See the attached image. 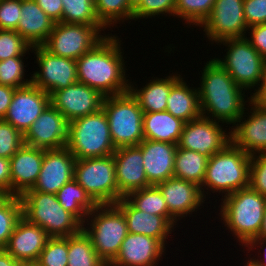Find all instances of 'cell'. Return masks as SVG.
<instances>
[{"label": "cell", "instance_id": "6da1fadb", "mask_svg": "<svg viewBox=\"0 0 266 266\" xmlns=\"http://www.w3.org/2000/svg\"><path fill=\"white\" fill-rule=\"evenodd\" d=\"M119 39L116 35L107 34L92 50L76 60L78 82L97 90L104 97L129 91L130 82L126 79L127 69Z\"/></svg>", "mask_w": 266, "mask_h": 266}, {"label": "cell", "instance_id": "7a4b0ae2", "mask_svg": "<svg viewBox=\"0 0 266 266\" xmlns=\"http://www.w3.org/2000/svg\"><path fill=\"white\" fill-rule=\"evenodd\" d=\"M200 81L201 115L222 124H236L246 109L245 102H250L244 99V90L215 59H210L203 67Z\"/></svg>", "mask_w": 266, "mask_h": 266}, {"label": "cell", "instance_id": "3957f363", "mask_svg": "<svg viewBox=\"0 0 266 266\" xmlns=\"http://www.w3.org/2000/svg\"><path fill=\"white\" fill-rule=\"evenodd\" d=\"M251 155L232 142L209 157L201 192L206 200L208 191L232 194L249 186ZM207 190V192L204 190ZM206 193V194H205Z\"/></svg>", "mask_w": 266, "mask_h": 266}, {"label": "cell", "instance_id": "277c9868", "mask_svg": "<svg viewBox=\"0 0 266 266\" xmlns=\"http://www.w3.org/2000/svg\"><path fill=\"white\" fill-rule=\"evenodd\" d=\"M221 200V220L233 232L234 237L238 238L239 243H242L241 246H246L259 234L266 208V196L248 186L224 196Z\"/></svg>", "mask_w": 266, "mask_h": 266}, {"label": "cell", "instance_id": "5b68a950", "mask_svg": "<svg viewBox=\"0 0 266 266\" xmlns=\"http://www.w3.org/2000/svg\"><path fill=\"white\" fill-rule=\"evenodd\" d=\"M19 198L22 217L43 228L50 237H68L83 228V224L60 205L56 194L25 191Z\"/></svg>", "mask_w": 266, "mask_h": 266}, {"label": "cell", "instance_id": "8992f818", "mask_svg": "<svg viewBox=\"0 0 266 266\" xmlns=\"http://www.w3.org/2000/svg\"><path fill=\"white\" fill-rule=\"evenodd\" d=\"M86 220L84 223L90 225H83L82 229L90 237L99 258L108 266L116 258L128 234L124 214L116 204H103L97 205Z\"/></svg>", "mask_w": 266, "mask_h": 266}, {"label": "cell", "instance_id": "52a82bcc", "mask_svg": "<svg viewBox=\"0 0 266 266\" xmlns=\"http://www.w3.org/2000/svg\"><path fill=\"white\" fill-rule=\"evenodd\" d=\"M66 148L78 160L113 155L116 148L103 109L69 122Z\"/></svg>", "mask_w": 266, "mask_h": 266}, {"label": "cell", "instance_id": "ba28073f", "mask_svg": "<svg viewBox=\"0 0 266 266\" xmlns=\"http://www.w3.org/2000/svg\"><path fill=\"white\" fill-rule=\"evenodd\" d=\"M110 135L115 148L138 146L144 140L143 110L136 98L127 91L104 98Z\"/></svg>", "mask_w": 266, "mask_h": 266}, {"label": "cell", "instance_id": "9c48e42d", "mask_svg": "<svg viewBox=\"0 0 266 266\" xmlns=\"http://www.w3.org/2000/svg\"><path fill=\"white\" fill-rule=\"evenodd\" d=\"M227 46L226 55L214 59L229 73L235 83L244 90L258 87L266 73V59L250 44L246 37L226 39L218 44Z\"/></svg>", "mask_w": 266, "mask_h": 266}, {"label": "cell", "instance_id": "30bf717a", "mask_svg": "<svg viewBox=\"0 0 266 266\" xmlns=\"http://www.w3.org/2000/svg\"><path fill=\"white\" fill-rule=\"evenodd\" d=\"M74 179L97 205L119 201L113 155L76 159Z\"/></svg>", "mask_w": 266, "mask_h": 266}, {"label": "cell", "instance_id": "8fae6325", "mask_svg": "<svg viewBox=\"0 0 266 266\" xmlns=\"http://www.w3.org/2000/svg\"><path fill=\"white\" fill-rule=\"evenodd\" d=\"M103 29L104 25L56 22L42 46L51 54L77 60L107 36L101 35Z\"/></svg>", "mask_w": 266, "mask_h": 266}, {"label": "cell", "instance_id": "7c38bea8", "mask_svg": "<svg viewBox=\"0 0 266 266\" xmlns=\"http://www.w3.org/2000/svg\"><path fill=\"white\" fill-rule=\"evenodd\" d=\"M31 51L40 68L30 77L33 85L51 95L78 82L76 60L51 54L43 46H34Z\"/></svg>", "mask_w": 266, "mask_h": 266}, {"label": "cell", "instance_id": "4fadbf2b", "mask_svg": "<svg viewBox=\"0 0 266 266\" xmlns=\"http://www.w3.org/2000/svg\"><path fill=\"white\" fill-rule=\"evenodd\" d=\"M243 4L244 0H215L210 15L200 25L212 43L246 37Z\"/></svg>", "mask_w": 266, "mask_h": 266}, {"label": "cell", "instance_id": "5bb4252c", "mask_svg": "<svg viewBox=\"0 0 266 266\" xmlns=\"http://www.w3.org/2000/svg\"><path fill=\"white\" fill-rule=\"evenodd\" d=\"M225 132L218 121L201 116L184 124L177 148L193 150L209 158L231 142L230 132Z\"/></svg>", "mask_w": 266, "mask_h": 266}, {"label": "cell", "instance_id": "9a60e30c", "mask_svg": "<svg viewBox=\"0 0 266 266\" xmlns=\"http://www.w3.org/2000/svg\"><path fill=\"white\" fill-rule=\"evenodd\" d=\"M69 122L51 103L24 134L25 145L61 149L68 142Z\"/></svg>", "mask_w": 266, "mask_h": 266}, {"label": "cell", "instance_id": "2e32d148", "mask_svg": "<svg viewBox=\"0 0 266 266\" xmlns=\"http://www.w3.org/2000/svg\"><path fill=\"white\" fill-rule=\"evenodd\" d=\"M104 96L97 90L76 82L67 88L53 92L50 103L71 122L102 109Z\"/></svg>", "mask_w": 266, "mask_h": 266}, {"label": "cell", "instance_id": "e0dca14e", "mask_svg": "<svg viewBox=\"0 0 266 266\" xmlns=\"http://www.w3.org/2000/svg\"><path fill=\"white\" fill-rule=\"evenodd\" d=\"M50 104V95L33 85L16 88L4 121L23 135Z\"/></svg>", "mask_w": 266, "mask_h": 266}, {"label": "cell", "instance_id": "ac0fdd59", "mask_svg": "<svg viewBox=\"0 0 266 266\" xmlns=\"http://www.w3.org/2000/svg\"><path fill=\"white\" fill-rule=\"evenodd\" d=\"M75 162L74 155L66 147L44 149L38 180L33 188L27 191L56 194L63 185L74 178Z\"/></svg>", "mask_w": 266, "mask_h": 266}, {"label": "cell", "instance_id": "d6986e66", "mask_svg": "<svg viewBox=\"0 0 266 266\" xmlns=\"http://www.w3.org/2000/svg\"><path fill=\"white\" fill-rule=\"evenodd\" d=\"M113 158L119 200L134 191L151 186L145 174L142 150L139 146L117 148Z\"/></svg>", "mask_w": 266, "mask_h": 266}, {"label": "cell", "instance_id": "ffe728a7", "mask_svg": "<svg viewBox=\"0 0 266 266\" xmlns=\"http://www.w3.org/2000/svg\"><path fill=\"white\" fill-rule=\"evenodd\" d=\"M165 248L160 240L128 233L116 258L108 266H157Z\"/></svg>", "mask_w": 266, "mask_h": 266}, {"label": "cell", "instance_id": "44dd1931", "mask_svg": "<svg viewBox=\"0 0 266 266\" xmlns=\"http://www.w3.org/2000/svg\"><path fill=\"white\" fill-rule=\"evenodd\" d=\"M51 237L36 224L21 217L4 248L14 259L23 262H37L40 253Z\"/></svg>", "mask_w": 266, "mask_h": 266}, {"label": "cell", "instance_id": "7402d4cb", "mask_svg": "<svg viewBox=\"0 0 266 266\" xmlns=\"http://www.w3.org/2000/svg\"><path fill=\"white\" fill-rule=\"evenodd\" d=\"M156 186L163 194L168 212L177 221L197 212L205 201L200 186L187 180L172 177Z\"/></svg>", "mask_w": 266, "mask_h": 266}, {"label": "cell", "instance_id": "603a6c76", "mask_svg": "<svg viewBox=\"0 0 266 266\" xmlns=\"http://www.w3.org/2000/svg\"><path fill=\"white\" fill-rule=\"evenodd\" d=\"M115 204L124 214L128 233L143 234L166 245V239L171 236L168 234L172 233L177 223L173 216H159L139 211L126 198L120 199Z\"/></svg>", "mask_w": 266, "mask_h": 266}, {"label": "cell", "instance_id": "cb8c5ba5", "mask_svg": "<svg viewBox=\"0 0 266 266\" xmlns=\"http://www.w3.org/2000/svg\"><path fill=\"white\" fill-rule=\"evenodd\" d=\"M250 113L245 112L230 130L231 142L244 152L253 155L266 151V111L249 102ZM250 114V115H249ZM244 119V122H243ZM242 121V122H241Z\"/></svg>", "mask_w": 266, "mask_h": 266}, {"label": "cell", "instance_id": "d4e9b609", "mask_svg": "<svg viewBox=\"0 0 266 266\" xmlns=\"http://www.w3.org/2000/svg\"><path fill=\"white\" fill-rule=\"evenodd\" d=\"M138 146L142 150L143 166L150 185H157L174 176L176 144L144 139Z\"/></svg>", "mask_w": 266, "mask_h": 266}, {"label": "cell", "instance_id": "484cf974", "mask_svg": "<svg viewBox=\"0 0 266 266\" xmlns=\"http://www.w3.org/2000/svg\"><path fill=\"white\" fill-rule=\"evenodd\" d=\"M44 149L23 145L9 160L11 195L20 196L32 189L38 180Z\"/></svg>", "mask_w": 266, "mask_h": 266}, {"label": "cell", "instance_id": "4316f807", "mask_svg": "<svg viewBox=\"0 0 266 266\" xmlns=\"http://www.w3.org/2000/svg\"><path fill=\"white\" fill-rule=\"evenodd\" d=\"M21 17L17 31L31 46H42L50 35L55 21L34 0H21Z\"/></svg>", "mask_w": 266, "mask_h": 266}, {"label": "cell", "instance_id": "83f0119b", "mask_svg": "<svg viewBox=\"0 0 266 266\" xmlns=\"http://www.w3.org/2000/svg\"><path fill=\"white\" fill-rule=\"evenodd\" d=\"M181 78L180 74L156 78L150 80L145 87L140 90L130 82L129 91L138 101L143 112H163L166 111L167 98L170 95L171 87ZM133 85V86H132Z\"/></svg>", "mask_w": 266, "mask_h": 266}, {"label": "cell", "instance_id": "f1b7e54d", "mask_svg": "<svg viewBox=\"0 0 266 266\" xmlns=\"http://www.w3.org/2000/svg\"><path fill=\"white\" fill-rule=\"evenodd\" d=\"M185 123L182 119L174 117L167 111L144 112V139L177 145Z\"/></svg>", "mask_w": 266, "mask_h": 266}, {"label": "cell", "instance_id": "f546056e", "mask_svg": "<svg viewBox=\"0 0 266 266\" xmlns=\"http://www.w3.org/2000/svg\"><path fill=\"white\" fill-rule=\"evenodd\" d=\"M191 88L181 77L171 87L170 95L167 98L166 111L184 122H189L202 116L198 88Z\"/></svg>", "mask_w": 266, "mask_h": 266}, {"label": "cell", "instance_id": "4dcf8cb0", "mask_svg": "<svg viewBox=\"0 0 266 266\" xmlns=\"http://www.w3.org/2000/svg\"><path fill=\"white\" fill-rule=\"evenodd\" d=\"M56 196L60 205L83 225H85L88 214L97 207V204L74 178L63 185Z\"/></svg>", "mask_w": 266, "mask_h": 266}, {"label": "cell", "instance_id": "1f68e13d", "mask_svg": "<svg viewBox=\"0 0 266 266\" xmlns=\"http://www.w3.org/2000/svg\"><path fill=\"white\" fill-rule=\"evenodd\" d=\"M209 158L199 152L177 148L174 162V176L201 187L205 178Z\"/></svg>", "mask_w": 266, "mask_h": 266}, {"label": "cell", "instance_id": "d6a6232c", "mask_svg": "<svg viewBox=\"0 0 266 266\" xmlns=\"http://www.w3.org/2000/svg\"><path fill=\"white\" fill-rule=\"evenodd\" d=\"M67 266H107L97 255L90 237L82 229L68 236Z\"/></svg>", "mask_w": 266, "mask_h": 266}, {"label": "cell", "instance_id": "836d02e7", "mask_svg": "<svg viewBox=\"0 0 266 266\" xmlns=\"http://www.w3.org/2000/svg\"><path fill=\"white\" fill-rule=\"evenodd\" d=\"M126 199L139 211L159 216H172L168 212L162 192L156 185L134 191Z\"/></svg>", "mask_w": 266, "mask_h": 266}, {"label": "cell", "instance_id": "e575fe53", "mask_svg": "<svg viewBox=\"0 0 266 266\" xmlns=\"http://www.w3.org/2000/svg\"><path fill=\"white\" fill-rule=\"evenodd\" d=\"M94 2L96 16L106 28L113 27L120 21L133 20L134 10L129 6L128 0H94Z\"/></svg>", "mask_w": 266, "mask_h": 266}, {"label": "cell", "instance_id": "d590c367", "mask_svg": "<svg viewBox=\"0 0 266 266\" xmlns=\"http://www.w3.org/2000/svg\"><path fill=\"white\" fill-rule=\"evenodd\" d=\"M62 22L103 25L95 13L94 0H62Z\"/></svg>", "mask_w": 266, "mask_h": 266}, {"label": "cell", "instance_id": "8d00e7d4", "mask_svg": "<svg viewBox=\"0 0 266 266\" xmlns=\"http://www.w3.org/2000/svg\"><path fill=\"white\" fill-rule=\"evenodd\" d=\"M215 0H176L174 16L190 25L200 26L210 15Z\"/></svg>", "mask_w": 266, "mask_h": 266}, {"label": "cell", "instance_id": "74e56055", "mask_svg": "<svg viewBox=\"0 0 266 266\" xmlns=\"http://www.w3.org/2000/svg\"><path fill=\"white\" fill-rule=\"evenodd\" d=\"M22 217V204L19 196L10 195L0 205V249H4L13 233L17 221Z\"/></svg>", "mask_w": 266, "mask_h": 266}, {"label": "cell", "instance_id": "f35d334b", "mask_svg": "<svg viewBox=\"0 0 266 266\" xmlns=\"http://www.w3.org/2000/svg\"><path fill=\"white\" fill-rule=\"evenodd\" d=\"M68 237H51L39 255L40 266L68 265Z\"/></svg>", "mask_w": 266, "mask_h": 266}, {"label": "cell", "instance_id": "ab89813d", "mask_svg": "<svg viewBox=\"0 0 266 266\" xmlns=\"http://www.w3.org/2000/svg\"><path fill=\"white\" fill-rule=\"evenodd\" d=\"M23 57H13L0 61V85L21 88L32 83V79H24ZM26 80V81H25Z\"/></svg>", "mask_w": 266, "mask_h": 266}, {"label": "cell", "instance_id": "60d3db41", "mask_svg": "<svg viewBox=\"0 0 266 266\" xmlns=\"http://www.w3.org/2000/svg\"><path fill=\"white\" fill-rule=\"evenodd\" d=\"M31 49L32 47L17 31L0 29V61L24 57Z\"/></svg>", "mask_w": 266, "mask_h": 266}, {"label": "cell", "instance_id": "b9f144b4", "mask_svg": "<svg viewBox=\"0 0 266 266\" xmlns=\"http://www.w3.org/2000/svg\"><path fill=\"white\" fill-rule=\"evenodd\" d=\"M24 144V135L0 119V157L10 159Z\"/></svg>", "mask_w": 266, "mask_h": 266}, {"label": "cell", "instance_id": "7bdbcfd3", "mask_svg": "<svg viewBox=\"0 0 266 266\" xmlns=\"http://www.w3.org/2000/svg\"><path fill=\"white\" fill-rule=\"evenodd\" d=\"M176 0H142L140 5L133 12V20L160 16L166 13L174 16Z\"/></svg>", "mask_w": 266, "mask_h": 266}, {"label": "cell", "instance_id": "ee69618b", "mask_svg": "<svg viewBox=\"0 0 266 266\" xmlns=\"http://www.w3.org/2000/svg\"><path fill=\"white\" fill-rule=\"evenodd\" d=\"M249 187L266 196V151L251 155Z\"/></svg>", "mask_w": 266, "mask_h": 266}, {"label": "cell", "instance_id": "f6af8a7d", "mask_svg": "<svg viewBox=\"0 0 266 266\" xmlns=\"http://www.w3.org/2000/svg\"><path fill=\"white\" fill-rule=\"evenodd\" d=\"M20 14L21 0H0V29L15 31Z\"/></svg>", "mask_w": 266, "mask_h": 266}, {"label": "cell", "instance_id": "bcb514c9", "mask_svg": "<svg viewBox=\"0 0 266 266\" xmlns=\"http://www.w3.org/2000/svg\"><path fill=\"white\" fill-rule=\"evenodd\" d=\"M243 10L247 27L266 23V0H244Z\"/></svg>", "mask_w": 266, "mask_h": 266}, {"label": "cell", "instance_id": "7dc6e473", "mask_svg": "<svg viewBox=\"0 0 266 266\" xmlns=\"http://www.w3.org/2000/svg\"><path fill=\"white\" fill-rule=\"evenodd\" d=\"M247 30H251V37L247 38L250 44L266 59V23L250 26Z\"/></svg>", "mask_w": 266, "mask_h": 266}, {"label": "cell", "instance_id": "c3c4849f", "mask_svg": "<svg viewBox=\"0 0 266 266\" xmlns=\"http://www.w3.org/2000/svg\"><path fill=\"white\" fill-rule=\"evenodd\" d=\"M37 5L55 22H62V0H34Z\"/></svg>", "mask_w": 266, "mask_h": 266}, {"label": "cell", "instance_id": "681fc988", "mask_svg": "<svg viewBox=\"0 0 266 266\" xmlns=\"http://www.w3.org/2000/svg\"><path fill=\"white\" fill-rule=\"evenodd\" d=\"M0 189L11 195L10 160L0 157Z\"/></svg>", "mask_w": 266, "mask_h": 266}, {"label": "cell", "instance_id": "f907efd6", "mask_svg": "<svg viewBox=\"0 0 266 266\" xmlns=\"http://www.w3.org/2000/svg\"><path fill=\"white\" fill-rule=\"evenodd\" d=\"M257 88L254 90L255 93L247 99L256 107L266 111V73Z\"/></svg>", "mask_w": 266, "mask_h": 266}, {"label": "cell", "instance_id": "816d5d0a", "mask_svg": "<svg viewBox=\"0 0 266 266\" xmlns=\"http://www.w3.org/2000/svg\"><path fill=\"white\" fill-rule=\"evenodd\" d=\"M16 88L0 85V119H3L7 113Z\"/></svg>", "mask_w": 266, "mask_h": 266}, {"label": "cell", "instance_id": "f5cc1de1", "mask_svg": "<svg viewBox=\"0 0 266 266\" xmlns=\"http://www.w3.org/2000/svg\"><path fill=\"white\" fill-rule=\"evenodd\" d=\"M264 243L266 244V208H265V211H264V217H263V221H262V226H261V229L259 231L258 236L256 238H253L245 247H248L247 251L249 249V252H250L252 248L253 249L255 247L258 248L262 244L264 245Z\"/></svg>", "mask_w": 266, "mask_h": 266}, {"label": "cell", "instance_id": "db71d44e", "mask_svg": "<svg viewBox=\"0 0 266 266\" xmlns=\"http://www.w3.org/2000/svg\"><path fill=\"white\" fill-rule=\"evenodd\" d=\"M21 262L14 259L5 249H0V266H19Z\"/></svg>", "mask_w": 266, "mask_h": 266}, {"label": "cell", "instance_id": "11a10c76", "mask_svg": "<svg viewBox=\"0 0 266 266\" xmlns=\"http://www.w3.org/2000/svg\"><path fill=\"white\" fill-rule=\"evenodd\" d=\"M141 2H142V0H128L129 6L133 10H135L140 5Z\"/></svg>", "mask_w": 266, "mask_h": 266}, {"label": "cell", "instance_id": "9f6ffc18", "mask_svg": "<svg viewBox=\"0 0 266 266\" xmlns=\"http://www.w3.org/2000/svg\"><path fill=\"white\" fill-rule=\"evenodd\" d=\"M10 196L7 192L0 189V205Z\"/></svg>", "mask_w": 266, "mask_h": 266}, {"label": "cell", "instance_id": "6f0895ef", "mask_svg": "<svg viewBox=\"0 0 266 266\" xmlns=\"http://www.w3.org/2000/svg\"><path fill=\"white\" fill-rule=\"evenodd\" d=\"M244 266H261L255 259H249L247 264L244 265Z\"/></svg>", "mask_w": 266, "mask_h": 266}, {"label": "cell", "instance_id": "680465c9", "mask_svg": "<svg viewBox=\"0 0 266 266\" xmlns=\"http://www.w3.org/2000/svg\"><path fill=\"white\" fill-rule=\"evenodd\" d=\"M265 252H264V261L262 260L263 258H259V259H256V258H254L261 266H266V247H265Z\"/></svg>", "mask_w": 266, "mask_h": 266}, {"label": "cell", "instance_id": "91938a15", "mask_svg": "<svg viewBox=\"0 0 266 266\" xmlns=\"http://www.w3.org/2000/svg\"><path fill=\"white\" fill-rule=\"evenodd\" d=\"M19 266H40L37 262H23Z\"/></svg>", "mask_w": 266, "mask_h": 266}]
</instances>
